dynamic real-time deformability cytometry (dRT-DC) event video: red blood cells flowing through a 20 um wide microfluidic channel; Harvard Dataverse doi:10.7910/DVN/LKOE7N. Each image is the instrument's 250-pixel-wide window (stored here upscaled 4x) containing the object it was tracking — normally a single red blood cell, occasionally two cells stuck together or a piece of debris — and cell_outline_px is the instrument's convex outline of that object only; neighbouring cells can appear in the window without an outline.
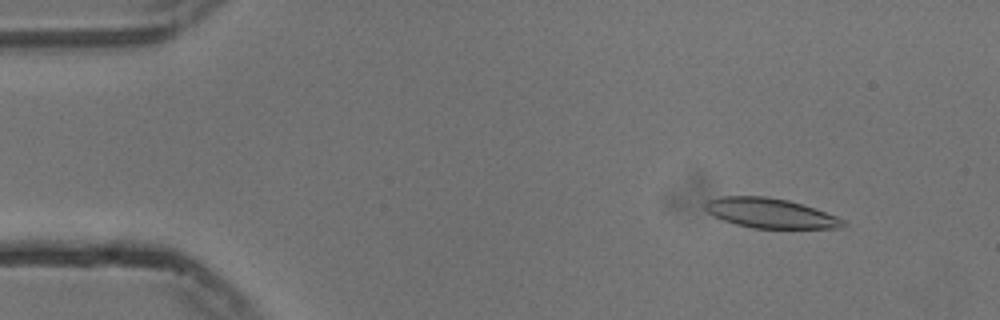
{"species": "common noctule bat (a hibernating species)", "species_latin": "Nyctalus noctula", "temperature_condition": "cold", "stored_images_in_passage": 54, "segment_of_instrument_passage": [1, 2], "camera_frame_rate_fps": 3000, "um_per_image_px": 0.085, "animal": {"sex": "male", "body_mass_g": 13.3}, "frame": {"image": 1, "passage_image": 5, "time_ms": 1.333, "image_size_px": [1000, 320], "cell_outline_px": [[848, 224], [836, 228], [752, 228], [736, 224], [724, 220], [708, 212], [704, 208], [704, 204], [708, 200], [720, 196], [768, 196], [788, 200], [804, 204], [836, 216], [844, 220]], "centroid_in_image_um": [65.48, 18.11], "position_along_channel_um": 19.5, "area_um2": 23.87}}
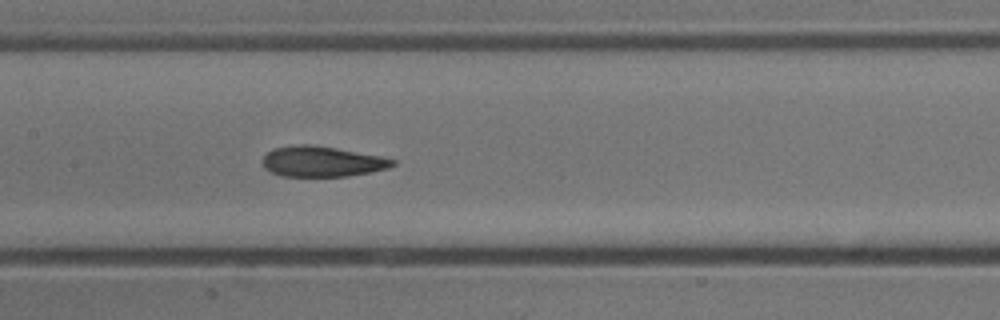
{"frame": {"image": 2, "passage_image": 25, "time_ms": 8.0, "image_size_px": [1000, 320], "cell_outline_px": [[396, 164], [388, 168], [348, 176], [280, 176], [264, 168], [264, 156], [272, 148], [300, 144], [308, 144], [336, 148], [380, 156], [396, 160]], "centroid_in_image_um": [27.36, 13.72], "position_along_channel_um": 180.0, "area_um2": 22.89}}
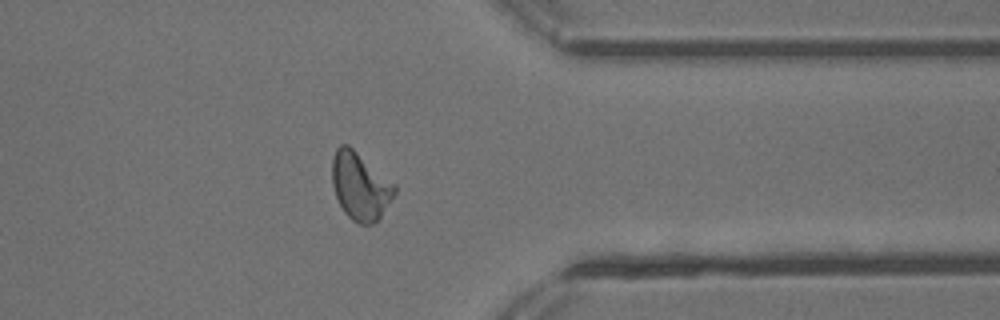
{"frame": {"image": 3, "passage_image": 42, "time_ms": 13.667, "image_size_px": [1000, 320], "cell_outline_px": [[396, 192], [380, 216], [372, 224], [360, 224], [352, 220], [344, 212], [336, 196], [332, 184], [332, 156], [336, 148], [340, 144], [348, 144], [396, 184]], "centroid_in_image_um": [30.6, 15.79], "position_along_channel_um": 380.8, "area_um2": 24.51}}